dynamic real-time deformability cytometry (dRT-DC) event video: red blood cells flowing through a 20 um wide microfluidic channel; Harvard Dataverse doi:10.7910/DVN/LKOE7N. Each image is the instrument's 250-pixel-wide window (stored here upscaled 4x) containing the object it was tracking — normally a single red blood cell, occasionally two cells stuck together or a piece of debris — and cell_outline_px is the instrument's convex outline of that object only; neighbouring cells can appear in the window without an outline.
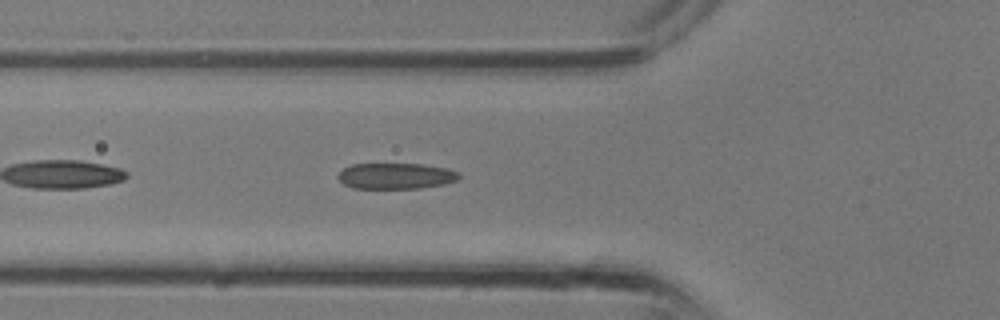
{"species": "common noctule bat (a hibernating species)", "species_latin": "Nyctalus noctula", "temperature_condition": "room temperature", "stored_images_in_passage": 16, "camera_frame_rate_fps": 3000, "um_per_image_px": 0.085, "animal": {"sex": "male", "body_mass_g": 13.3}, "frame": {"image": 1, "passage_image": 2, "time_ms": 0.333, "image_size_px": [1000, 320], "cell_outline_px": [[460, 176], [456, 180], [444, 184], [420, 188], [352, 188], [344, 184], [336, 176], [344, 168], [352, 164], [420, 164], [448, 168], [460, 172]], "centroid_in_image_um": [33.65, 14.95], "position_along_channel_um": 92.1, "area_um2": 18.26}}
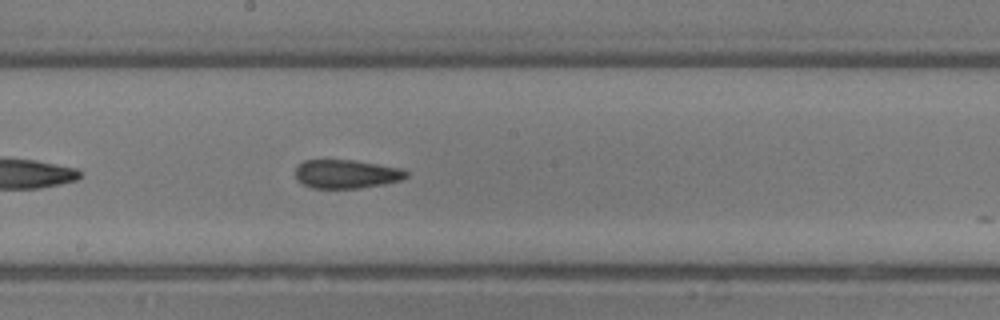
{"frame": {"image": 2, "passage_image": 8, "time_ms": 2.333, "image_size_px": [1000, 320], "cell_outline_px": [[408, 176], [400, 180], [384, 184], [360, 188], [312, 188], [296, 180], [296, 164], [304, 160], [356, 160], [404, 168], [408, 172]], "centroid_in_image_um": [29.45, 14.78], "position_along_channel_um": 218.7, "area_um2": 18.79}}
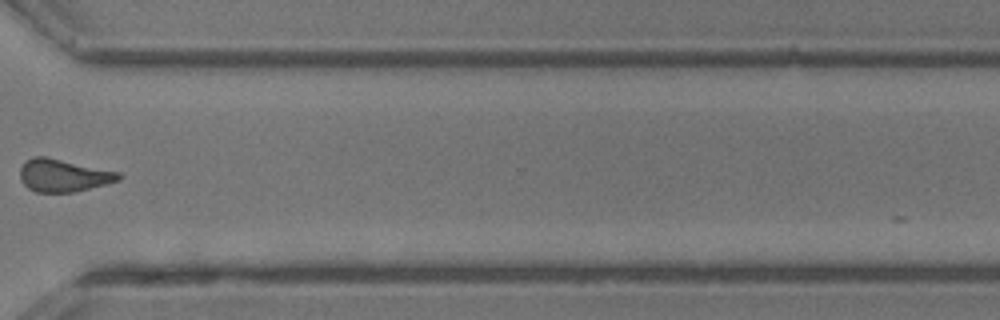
{"frame": {"image": 3, "passage_image": 15, "time_ms": 4.667, "image_size_px": [1000, 320], "cell_outline_px": [[124, 176], [120, 180], [108, 184], [72, 192], [36, 192], [28, 188], [20, 180], [20, 168], [24, 160], [32, 156], [44, 156], [120, 172]], "centroid_in_image_um": [5.38, 14.9], "position_along_channel_um": 365.2, "area_um2": 18.9}}